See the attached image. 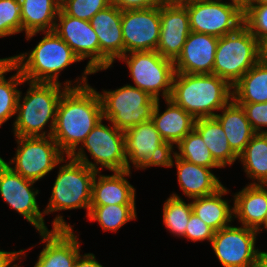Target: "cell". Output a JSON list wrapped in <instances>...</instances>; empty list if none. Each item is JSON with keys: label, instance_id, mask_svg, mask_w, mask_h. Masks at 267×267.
I'll return each instance as SVG.
<instances>
[{"label": "cell", "instance_id": "6da1fadb", "mask_svg": "<svg viewBox=\"0 0 267 267\" xmlns=\"http://www.w3.org/2000/svg\"><path fill=\"white\" fill-rule=\"evenodd\" d=\"M103 119L99 92L91 85L67 88L58 103L52 138L70 156Z\"/></svg>", "mask_w": 267, "mask_h": 267}, {"label": "cell", "instance_id": "7a4b0ae2", "mask_svg": "<svg viewBox=\"0 0 267 267\" xmlns=\"http://www.w3.org/2000/svg\"><path fill=\"white\" fill-rule=\"evenodd\" d=\"M91 74L92 72L85 67L81 78L77 76L73 82L66 80L63 85L26 81L29 85L26 93L22 96L23 93L20 90L18 96L15 119L12 125L14 137L52 136L57 107L63 92L67 88L89 84L87 78ZM47 126L49 127L48 131L44 130Z\"/></svg>", "mask_w": 267, "mask_h": 267}, {"label": "cell", "instance_id": "3957f363", "mask_svg": "<svg viewBox=\"0 0 267 267\" xmlns=\"http://www.w3.org/2000/svg\"><path fill=\"white\" fill-rule=\"evenodd\" d=\"M170 99L195 119L214 117L232 99V86L214 74L176 73Z\"/></svg>", "mask_w": 267, "mask_h": 267}, {"label": "cell", "instance_id": "277c9868", "mask_svg": "<svg viewBox=\"0 0 267 267\" xmlns=\"http://www.w3.org/2000/svg\"><path fill=\"white\" fill-rule=\"evenodd\" d=\"M44 33V37L33 49L15 55L16 67L26 81L62 85L59 81L60 73L81 60L55 31L41 34Z\"/></svg>", "mask_w": 267, "mask_h": 267}, {"label": "cell", "instance_id": "5b68a950", "mask_svg": "<svg viewBox=\"0 0 267 267\" xmlns=\"http://www.w3.org/2000/svg\"><path fill=\"white\" fill-rule=\"evenodd\" d=\"M66 157L60 162L51 196L43 211L49 215L58 211L85 209V217H88L96 171L70 156Z\"/></svg>", "mask_w": 267, "mask_h": 267}, {"label": "cell", "instance_id": "8992f818", "mask_svg": "<svg viewBox=\"0 0 267 267\" xmlns=\"http://www.w3.org/2000/svg\"><path fill=\"white\" fill-rule=\"evenodd\" d=\"M259 60V42L243 24L236 31L219 37L212 74L233 86Z\"/></svg>", "mask_w": 267, "mask_h": 267}, {"label": "cell", "instance_id": "52a82bcc", "mask_svg": "<svg viewBox=\"0 0 267 267\" xmlns=\"http://www.w3.org/2000/svg\"><path fill=\"white\" fill-rule=\"evenodd\" d=\"M102 119L85 138L83 143L70 155L96 172L102 169L113 171L126 170V147L124 131L116 128L110 121L103 124ZM85 150L90 153V161ZM100 165V166H99Z\"/></svg>", "mask_w": 267, "mask_h": 267}, {"label": "cell", "instance_id": "ba28073f", "mask_svg": "<svg viewBox=\"0 0 267 267\" xmlns=\"http://www.w3.org/2000/svg\"><path fill=\"white\" fill-rule=\"evenodd\" d=\"M103 119L121 131L150 121L157 99L130 84L99 93Z\"/></svg>", "mask_w": 267, "mask_h": 267}, {"label": "cell", "instance_id": "9c48e42d", "mask_svg": "<svg viewBox=\"0 0 267 267\" xmlns=\"http://www.w3.org/2000/svg\"><path fill=\"white\" fill-rule=\"evenodd\" d=\"M125 62L135 86L157 100L170 98L175 74L174 61L162 57L157 51H134L124 54Z\"/></svg>", "mask_w": 267, "mask_h": 267}, {"label": "cell", "instance_id": "30bf717a", "mask_svg": "<svg viewBox=\"0 0 267 267\" xmlns=\"http://www.w3.org/2000/svg\"><path fill=\"white\" fill-rule=\"evenodd\" d=\"M15 141L18 146L14 157L4 163L34 182L47 176L66 157L51 136L15 137Z\"/></svg>", "mask_w": 267, "mask_h": 267}, {"label": "cell", "instance_id": "8fae6325", "mask_svg": "<svg viewBox=\"0 0 267 267\" xmlns=\"http://www.w3.org/2000/svg\"><path fill=\"white\" fill-rule=\"evenodd\" d=\"M223 0H192L186 4L190 30L216 37L236 31L244 24V10Z\"/></svg>", "mask_w": 267, "mask_h": 267}, {"label": "cell", "instance_id": "7c38bea8", "mask_svg": "<svg viewBox=\"0 0 267 267\" xmlns=\"http://www.w3.org/2000/svg\"><path fill=\"white\" fill-rule=\"evenodd\" d=\"M124 134L126 170L131 171V164L136 170L153 166L167 168L172 149L161 138L151 120L127 129Z\"/></svg>", "mask_w": 267, "mask_h": 267}, {"label": "cell", "instance_id": "4fadbf2b", "mask_svg": "<svg viewBox=\"0 0 267 267\" xmlns=\"http://www.w3.org/2000/svg\"><path fill=\"white\" fill-rule=\"evenodd\" d=\"M36 182L25 179L3 163L0 166V196L9 207L22 215L36 231H50L45 224L44 211H40L36 196Z\"/></svg>", "mask_w": 267, "mask_h": 267}, {"label": "cell", "instance_id": "5bb4252c", "mask_svg": "<svg viewBox=\"0 0 267 267\" xmlns=\"http://www.w3.org/2000/svg\"><path fill=\"white\" fill-rule=\"evenodd\" d=\"M258 232L245 226H233L215 231L211 247L223 267H254Z\"/></svg>", "mask_w": 267, "mask_h": 267}, {"label": "cell", "instance_id": "9a60e30c", "mask_svg": "<svg viewBox=\"0 0 267 267\" xmlns=\"http://www.w3.org/2000/svg\"><path fill=\"white\" fill-rule=\"evenodd\" d=\"M62 215H56L52 229L39 232L43 249L33 267H73L80 255L81 240Z\"/></svg>", "mask_w": 267, "mask_h": 267}, {"label": "cell", "instance_id": "2e32d148", "mask_svg": "<svg viewBox=\"0 0 267 267\" xmlns=\"http://www.w3.org/2000/svg\"><path fill=\"white\" fill-rule=\"evenodd\" d=\"M124 54L134 51H156L159 42L160 6L122 10Z\"/></svg>", "mask_w": 267, "mask_h": 267}, {"label": "cell", "instance_id": "e0dca14e", "mask_svg": "<svg viewBox=\"0 0 267 267\" xmlns=\"http://www.w3.org/2000/svg\"><path fill=\"white\" fill-rule=\"evenodd\" d=\"M54 31L81 61L89 59L86 67L92 74L100 71V45L90 21L66 15L60 9Z\"/></svg>", "mask_w": 267, "mask_h": 267}, {"label": "cell", "instance_id": "ac0fdd59", "mask_svg": "<svg viewBox=\"0 0 267 267\" xmlns=\"http://www.w3.org/2000/svg\"><path fill=\"white\" fill-rule=\"evenodd\" d=\"M121 20L122 10L113 3L90 19L100 45V71L113 67L115 60L124 55Z\"/></svg>", "mask_w": 267, "mask_h": 267}, {"label": "cell", "instance_id": "d6986e66", "mask_svg": "<svg viewBox=\"0 0 267 267\" xmlns=\"http://www.w3.org/2000/svg\"><path fill=\"white\" fill-rule=\"evenodd\" d=\"M218 40L216 36L191 31L174 61L175 72L212 74Z\"/></svg>", "mask_w": 267, "mask_h": 267}, {"label": "cell", "instance_id": "ffe728a7", "mask_svg": "<svg viewBox=\"0 0 267 267\" xmlns=\"http://www.w3.org/2000/svg\"><path fill=\"white\" fill-rule=\"evenodd\" d=\"M160 36L156 51L175 61L190 34L189 14L185 6H160Z\"/></svg>", "mask_w": 267, "mask_h": 267}, {"label": "cell", "instance_id": "44dd1931", "mask_svg": "<svg viewBox=\"0 0 267 267\" xmlns=\"http://www.w3.org/2000/svg\"><path fill=\"white\" fill-rule=\"evenodd\" d=\"M176 166L177 180L183 194L191 199L216 193L224 185L212 169L178 158L171 152L167 167Z\"/></svg>", "mask_w": 267, "mask_h": 267}, {"label": "cell", "instance_id": "7402d4cb", "mask_svg": "<svg viewBox=\"0 0 267 267\" xmlns=\"http://www.w3.org/2000/svg\"><path fill=\"white\" fill-rule=\"evenodd\" d=\"M131 174L130 170L113 171L111 175L96 172L90 206L136 205V189L126 178Z\"/></svg>", "mask_w": 267, "mask_h": 267}, {"label": "cell", "instance_id": "603a6c76", "mask_svg": "<svg viewBox=\"0 0 267 267\" xmlns=\"http://www.w3.org/2000/svg\"><path fill=\"white\" fill-rule=\"evenodd\" d=\"M160 102V99L156 101L151 121L161 138L171 149H174L194 129L196 119L170 98L165 99V111L160 113Z\"/></svg>", "mask_w": 267, "mask_h": 267}, {"label": "cell", "instance_id": "cb8c5ba5", "mask_svg": "<svg viewBox=\"0 0 267 267\" xmlns=\"http://www.w3.org/2000/svg\"><path fill=\"white\" fill-rule=\"evenodd\" d=\"M233 195L234 220L258 231L267 217V188L263 184H246Z\"/></svg>", "mask_w": 267, "mask_h": 267}, {"label": "cell", "instance_id": "d4e9b609", "mask_svg": "<svg viewBox=\"0 0 267 267\" xmlns=\"http://www.w3.org/2000/svg\"><path fill=\"white\" fill-rule=\"evenodd\" d=\"M61 0H20L22 33L29 41L36 34L54 31Z\"/></svg>", "mask_w": 267, "mask_h": 267}, {"label": "cell", "instance_id": "484cf974", "mask_svg": "<svg viewBox=\"0 0 267 267\" xmlns=\"http://www.w3.org/2000/svg\"><path fill=\"white\" fill-rule=\"evenodd\" d=\"M220 112L214 117L221 124L231 149L239 156L256 132L242 106L233 99Z\"/></svg>", "mask_w": 267, "mask_h": 267}, {"label": "cell", "instance_id": "4316f807", "mask_svg": "<svg viewBox=\"0 0 267 267\" xmlns=\"http://www.w3.org/2000/svg\"><path fill=\"white\" fill-rule=\"evenodd\" d=\"M229 192V189L223 186L214 194L193 198V213L215 231L230 226L234 222V210L229 204L231 200L223 198Z\"/></svg>", "mask_w": 267, "mask_h": 267}, {"label": "cell", "instance_id": "83f0119b", "mask_svg": "<svg viewBox=\"0 0 267 267\" xmlns=\"http://www.w3.org/2000/svg\"><path fill=\"white\" fill-rule=\"evenodd\" d=\"M194 129L200 134L221 169L232 166L239 159L231 149L226 134L215 117L196 119Z\"/></svg>", "mask_w": 267, "mask_h": 267}, {"label": "cell", "instance_id": "f1b7e54d", "mask_svg": "<svg viewBox=\"0 0 267 267\" xmlns=\"http://www.w3.org/2000/svg\"><path fill=\"white\" fill-rule=\"evenodd\" d=\"M236 103L267 102V62L259 60L233 86Z\"/></svg>", "mask_w": 267, "mask_h": 267}, {"label": "cell", "instance_id": "f546056e", "mask_svg": "<svg viewBox=\"0 0 267 267\" xmlns=\"http://www.w3.org/2000/svg\"><path fill=\"white\" fill-rule=\"evenodd\" d=\"M238 161H241L246 177L252 181L250 184H264L267 181V133H256Z\"/></svg>", "mask_w": 267, "mask_h": 267}, {"label": "cell", "instance_id": "4dcf8cb0", "mask_svg": "<svg viewBox=\"0 0 267 267\" xmlns=\"http://www.w3.org/2000/svg\"><path fill=\"white\" fill-rule=\"evenodd\" d=\"M87 218L90 222H98L103 232H117L126 223L136 220V205L90 206Z\"/></svg>", "mask_w": 267, "mask_h": 267}, {"label": "cell", "instance_id": "1f68e13d", "mask_svg": "<svg viewBox=\"0 0 267 267\" xmlns=\"http://www.w3.org/2000/svg\"><path fill=\"white\" fill-rule=\"evenodd\" d=\"M163 223L167 231L175 237L184 238L185 230L192 211L191 202L186 203L178 194L173 193L163 204Z\"/></svg>", "mask_w": 267, "mask_h": 267}, {"label": "cell", "instance_id": "d6a6232c", "mask_svg": "<svg viewBox=\"0 0 267 267\" xmlns=\"http://www.w3.org/2000/svg\"><path fill=\"white\" fill-rule=\"evenodd\" d=\"M174 148L178 149V152L172 149L178 158L207 168H221L214 161L210 150L195 129L189 132Z\"/></svg>", "mask_w": 267, "mask_h": 267}, {"label": "cell", "instance_id": "836d02e7", "mask_svg": "<svg viewBox=\"0 0 267 267\" xmlns=\"http://www.w3.org/2000/svg\"><path fill=\"white\" fill-rule=\"evenodd\" d=\"M13 71L16 73L10 75L11 77H3L0 80V127L12 117H15L20 93L18 86L26 83V80L16 66L13 68Z\"/></svg>", "mask_w": 267, "mask_h": 267}, {"label": "cell", "instance_id": "e575fe53", "mask_svg": "<svg viewBox=\"0 0 267 267\" xmlns=\"http://www.w3.org/2000/svg\"><path fill=\"white\" fill-rule=\"evenodd\" d=\"M22 33L20 0H0V38Z\"/></svg>", "mask_w": 267, "mask_h": 267}, {"label": "cell", "instance_id": "d590c367", "mask_svg": "<svg viewBox=\"0 0 267 267\" xmlns=\"http://www.w3.org/2000/svg\"><path fill=\"white\" fill-rule=\"evenodd\" d=\"M111 3L112 0H61L60 9L66 15L90 21L97 12Z\"/></svg>", "mask_w": 267, "mask_h": 267}, {"label": "cell", "instance_id": "8d00e7d4", "mask_svg": "<svg viewBox=\"0 0 267 267\" xmlns=\"http://www.w3.org/2000/svg\"><path fill=\"white\" fill-rule=\"evenodd\" d=\"M244 25L260 43L267 37V4L248 5L244 9Z\"/></svg>", "mask_w": 267, "mask_h": 267}, {"label": "cell", "instance_id": "74e56055", "mask_svg": "<svg viewBox=\"0 0 267 267\" xmlns=\"http://www.w3.org/2000/svg\"><path fill=\"white\" fill-rule=\"evenodd\" d=\"M237 104L244 109L246 117L256 133H267V102Z\"/></svg>", "mask_w": 267, "mask_h": 267}, {"label": "cell", "instance_id": "f35d334b", "mask_svg": "<svg viewBox=\"0 0 267 267\" xmlns=\"http://www.w3.org/2000/svg\"><path fill=\"white\" fill-rule=\"evenodd\" d=\"M214 234L215 230L213 228L207 225L193 212L191 213L189 222L185 230L184 238L192 242H203L206 240L211 244Z\"/></svg>", "mask_w": 267, "mask_h": 267}, {"label": "cell", "instance_id": "ab89813d", "mask_svg": "<svg viewBox=\"0 0 267 267\" xmlns=\"http://www.w3.org/2000/svg\"><path fill=\"white\" fill-rule=\"evenodd\" d=\"M26 249H20L19 251H4L0 250V267H21L15 261L19 260V263L23 260L22 257L26 259ZM25 255V256H24Z\"/></svg>", "mask_w": 267, "mask_h": 267}, {"label": "cell", "instance_id": "60d3db41", "mask_svg": "<svg viewBox=\"0 0 267 267\" xmlns=\"http://www.w3.org/2000/svg\"><path fill=\"white\" fill-rule=\"evenodd\" d=\"M112 3L121 10L146 9L158 5L157 0H112Z\"/></svg>", "mask_w": 267, "mask_h": 267}, {"label": "cell", "instance_id": "b9f144b4", "mask_svg": "<svg viewBox=\"0 0 267 267\" xmlns=\"http://www.w3.org/2000/svg\"><path fill=\"white\" fill-rule=\"evenodd\" d=\"M96 259L97 258L93 253L80 254L73 267H104Z\"/></svg>", "mask_w": 267, "mask_h": 267}, {"label": "cell", "instance_id": "7bdbcfd3", "mask_svg": "<svg viewBox=\"0 0 267 267\" xmlns=\"http://www.w3.org/2000/svg\"><path fill=\"white\" fill-rule=\"evenodd\" d=\"M15 66V55L6 58H0V80L10 71L12 72Z\"/></svg>", "mask_w": 267, "mask_h": 267}, {"label": "cell", "instance_id": "ee69618b", "mask_svg": "<svg viewBox=\"0 0 267 267\" xmlns=\"http://www.w3.org/2000/svg\"><path fill=\"white\" fill-rule=\"evenodd\" d=\"M192 0H157L158 6H185Z\"/></svg>", "mask_w": 267, "mask_h": 267}, {"label": "cell", "instance_id": "f6af8a7d", "mask_svg": "<svg viewBox=\"0 0 267 267\" xmlns=\"http://www.w3.org/2000/svg\"><path fill=\"white\" fill-rule=\"evenodd\" d=\"M254 267H267V252L259 250Z\"/></svg>", "mask_w": 267, "mask_h": 267}, {"label": "cell", "instance_id": "bcb514c9", "mask_svg": "<svg viewBox=\"0 0 267 267\" xmlns=\"http://www.w3.org/2000/svg\"><path fill=\"white\" fill-rule=\"evenodd\" d=\"M260 60L267 62V37H265L260 43Z\"/></svg>", "mask_w": 267, "mask_h": 267}, {"label": "cell", "instance_id": "7dc6e473", "mask_svg": "<svg viewBox=\"0 0 267 267\" xmlns=\"http://www.w3.org/2000/svg\"><path fill=\"white\" fill-rule=\"evenodd\" d=\"M252 0H230V2L238 4L243 10L251 3Z\"/></svg>", "mask_w": 267, "mask_h": 267}, {"label": "cell", "instance_id": "c3c4849f", "mask_svg": "<svg viewBox=\"0 0 267 267\" xmlns=\"http://www.w3.org/2000/svg\"><path fill=\"white\" fill-rule=\"evenodd\" d=\"M267 4V0H252L249 5Z\"/></svg>", "mask_w": 267, "mask_h": 267}, {"label": "cell", "instance_id": "681fc988", "mask_svg": "<svg viewBox=\"0 0 267 267\" xmlns=\"http://www.w3.org/2000/svg\"><path fill=\"white\" fill-rule=\"evenodd\" d=\"M264 230L267 231V217H266V220H265L263 226L257 232H258V234H260V232H262Z\"/></svg>", "mask_w": 267, "mask_h": 267}, {"label": "cell", "instance_id": "f907efd6", "mask_svg": "<svg viewBox=\"0 0 267 267\" xmlns=\"http://www.w3.org/2000/svg\"><path fill=\"white\" fill-rule=\"evenodd\" d=\"M4 159L0 156V166L4 163Z\"/></svg>", "mask_w": 267, "mask_h": 267}, {"label": "cell", "instance_id": "816d5d0a", "mask_svg": "<svg viewBox=\"0 0 267 267\" xmlns=\"http://www.w3.org/2000/svg\"><path fill=\"white\" fill-rule=\"evenodd\" d=\"M263 185L267 188V181Z\"/></svg>", "mask_w": 267, "mask_h": 267}]
</instances>
